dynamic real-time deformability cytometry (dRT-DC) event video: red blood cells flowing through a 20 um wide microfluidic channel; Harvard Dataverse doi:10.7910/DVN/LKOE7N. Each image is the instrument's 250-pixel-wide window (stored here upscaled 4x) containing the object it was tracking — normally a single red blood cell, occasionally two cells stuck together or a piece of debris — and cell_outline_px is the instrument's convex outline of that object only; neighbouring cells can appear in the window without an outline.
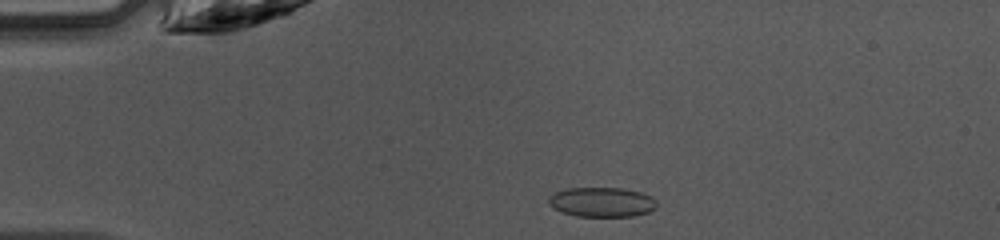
{"species": "common noctule bat (a hibernating species)", "species_latin": "Nyctalus noctula", "temperature_condition": "warm", "stored_images_in_passage": 47, "camera_frame_rate_fps": 3000, "um_per_image_px": 0.085, "animal": {"sex": "female", "body_mass_g": 10.0, "forearm_length_mm": 53.1}, "frame": {"image": 1, "passage_image": 10, "time_ms": 3.0, "image_size_px": [1000, 240], "cell_outline_px": [[656, 208], [648, 212], [636, 216], [576, 216], [564, 212], [548, 204], [548, 196], [556, 192], [568, 188], [620, 188], [640, 192], [652, 196], [656, 204]], "centroid_in_image_um": [51.17, 17.17], "position_along_channel_um": 33.8, "area_um2": 18.55}}
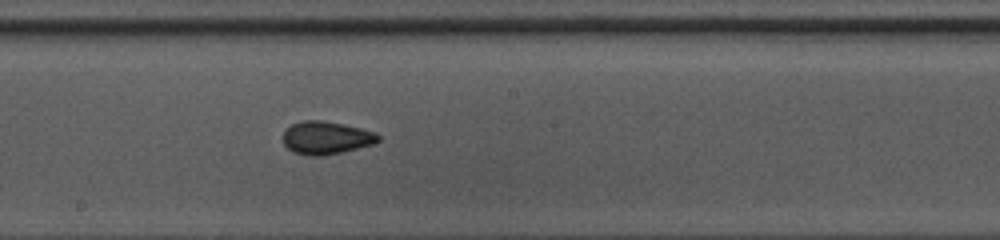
{"frame": {"image": 2, "passage_image": 26, "time_ms": 8.333, "image_size_px": [1000, 240], "cell_outline_px": [[380, 140], [372, 144], [324, 156], [308, 156], [292, 152], [284, 144], [284, 132], [292, 124], [304, 120], [320, 120], [344, 124], [376, 132], [380, 136]], "centroid_in_image_um": [27.72, 11.71], "position_along_channel_um": 220.5, "area_um2": 18.15}}
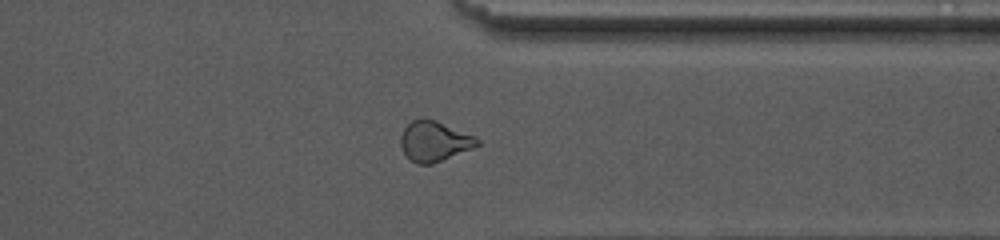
{"frame": {"image": 3, "passage_image": 37, "time_ms": 12.0, "image_size_px": [1000, 240], "cell_outline_px": [[480, 144], [476, 148], [432, 164], [416, 164], [408, 160], [400, 144], [400, 136], [404, 128], [412, 120], [436, 120], [476, 136], [480, 140]], "centroid_in_image_um": [36.95, 12.04], "position_along_channel_um": 374.5, "area_um2": 18.15}, "authors_computed_cell_mechanics": {"area_um2": 18.2648, "velocity_mm_per_s": 4.234, "shape_relaxation_time_tau1_ms": 4.0913, "shape_relaxation_time_tau2_ms": 1.9376, "deformation_change_tau1": 0.1035, "deformation_change_tau2": 0.0676}}